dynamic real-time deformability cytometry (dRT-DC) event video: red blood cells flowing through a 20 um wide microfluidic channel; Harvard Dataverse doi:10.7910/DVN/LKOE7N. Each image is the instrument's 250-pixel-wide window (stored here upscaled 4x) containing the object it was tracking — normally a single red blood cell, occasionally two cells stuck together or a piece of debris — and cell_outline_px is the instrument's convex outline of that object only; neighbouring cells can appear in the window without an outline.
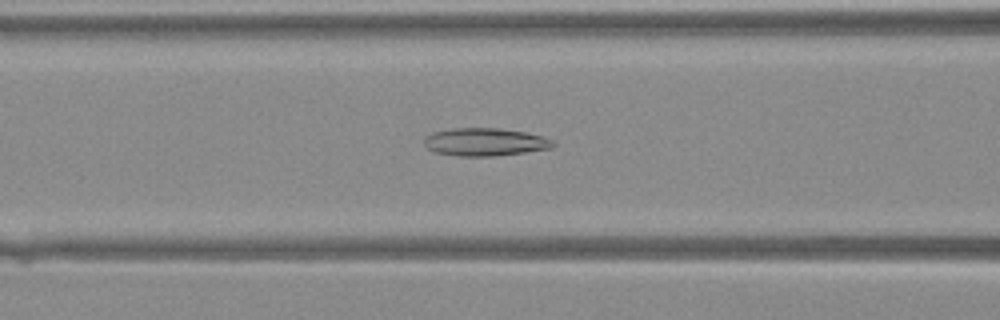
{"species": "Egyptian fruit bat (a non-hibernating species)", "species_latin": "Rousettus aegyptiacus", "temperature_condition": "warm", "stored_images_in_passage": 34, "camera_frame_rate_fps": 3000, "um_per_image_px": 0.085, "animal": {"sex": "female"}, "frame": {"image": 1, "passage_image": 10, "time_ms": 3.0, "image_size_px": [1000, 320], "cell_outline_px": [[556, 144], [552, 148], [496, 156], [456, 156], [436, 152], [428, 148], [424, 144], [424, 136], [432, 132], [456, 128], [500, 128], [524, 132], [540, 136], [552, 140]], "centroid_in_image_um": [41.2, 12.07], "position_along_channel_um": 125.4, "area_um2": 20.87}}
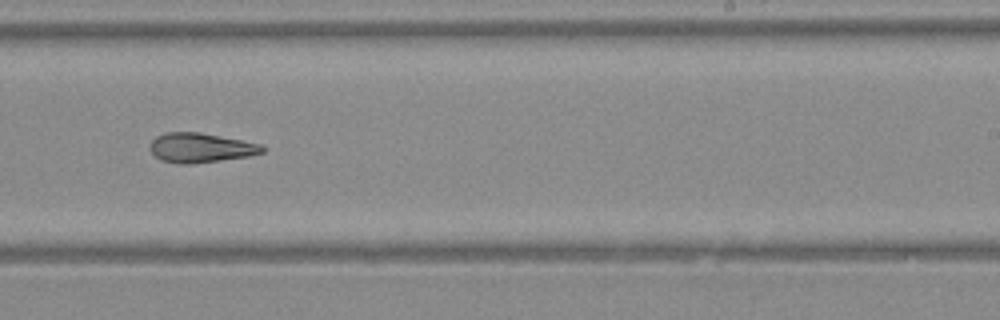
{"frame": {"image": 2, "passage_image": 19, "time_ms": 6.0, "image_size_px": [1000, 320], "cell_outline_px": [[264, 152], [248, 156], [220, 160], [188, 164], [180, 164], [160, 160], [152, 152], [152, 140], [156, 136], [164, 132], [200, 132], [260, 144], [264, 148]], "centroid_in_image_um": [17.04, 12.55], "position_along_channel_um": 272.0, "area_um2": 19.02}}
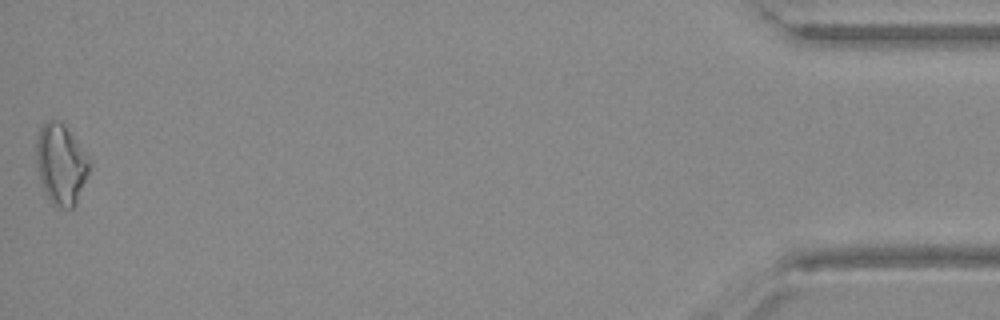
{"frame": {"image": 3, "passage_image": 34, "time_ms": 11.0, "image_size_px": [1000, 320], "cell_outline_px": [[92, 164], [76, 204], [72, 208], [60, 208], [52, 204], [44, 188], [36, 164], [36, 140], [40, 128], [48, 120], [60, 120], [92, 160]], "centroid_in_image_um": [5.2, 13.95], "position_along_channel_um": 430.0, "area_um2": 24.85}}